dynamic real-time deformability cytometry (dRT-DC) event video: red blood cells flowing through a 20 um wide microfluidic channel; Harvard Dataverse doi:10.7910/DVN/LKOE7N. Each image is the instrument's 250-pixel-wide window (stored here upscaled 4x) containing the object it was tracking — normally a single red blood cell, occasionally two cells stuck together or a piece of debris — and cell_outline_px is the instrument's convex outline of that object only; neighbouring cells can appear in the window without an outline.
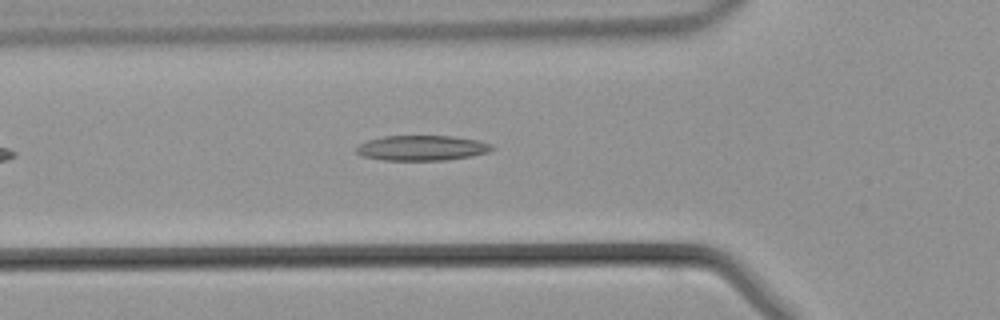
{"species": "common noctule bat (a hibernating species)", "species_latin": "Nyctalus noctula", "temperature_condition": "warm", "stored_images_in_passage": 6, "camera_frame_rate_fps": 3000, "um_per_image_px": 0.085, "animal": {"sex": "male", "body_mass_g": 21.5, "forearm_length_mm": 52.0}, "frame": {"image": 1, "passage_image": 2, "time_ms": 0.333, "image_size_px": [1000, 320], "cell_outline_px": [[496, 148], [488, 152], [472, 156], [448, 160], [384, 160], [364, 156], [356, 152], [356, 148], [360, 144], [368, 140], [384, 136], [452, 136], [476, 140], [492, 144]], "centroid_in_image_um": [35.9, 12.58], "position_along_channel_um": 89.9, "area_um2": 19.83}}